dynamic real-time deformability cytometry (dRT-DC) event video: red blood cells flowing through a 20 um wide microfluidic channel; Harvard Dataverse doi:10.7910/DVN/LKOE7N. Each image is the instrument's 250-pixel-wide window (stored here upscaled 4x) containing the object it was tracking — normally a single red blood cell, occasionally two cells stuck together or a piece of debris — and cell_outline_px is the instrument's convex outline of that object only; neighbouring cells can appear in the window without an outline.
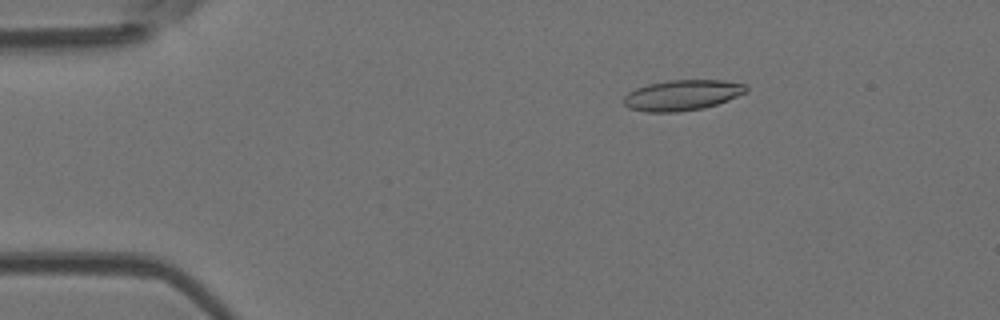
{"species": "Egyptian fruit bat (a non-hibernating species)", "species_latin": "Rousettus aegyptiacus", "temperature_condition": "room temperature", "stored_images_in_passage": 4, "segment_of_instrument_passage": [1, 2], "camera_frame_rate_fps": 3000, "um_per_image_px": 0.085, "animal": {"sex": "female"}, "frame": {"image": 1, "passage_image": 1, "time_ms": 0.0, "image_size_px": [1000, 320], "cell_outline_px": [[748, 92], [728, 100], [704, 108], [680, 112], [644, 112], [628, 108], [624, 104], [624, 96], [628, 92], [636, 88], [648, 84], [668, 80], [724, 80], [748, 84]], "centroid_in_image_um": [58.01, 8.09], "position_along_channel_um": 27.0, "area_um2": 22.08}}
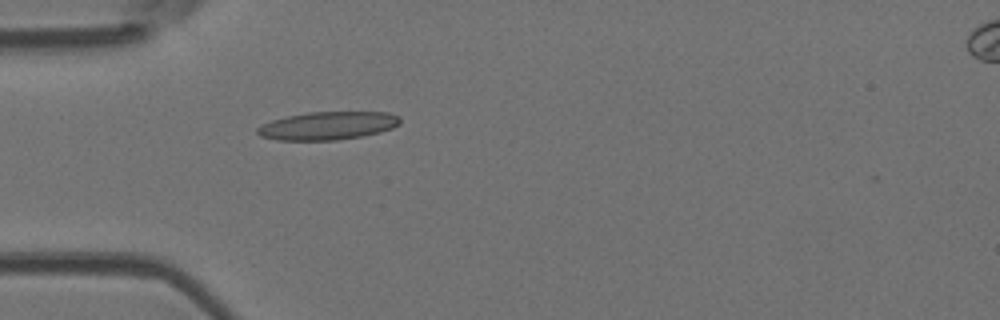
{"frame": {"image": 2, "passage_image": 3, "time_ms": 2.333, "image_size_px": [1000, 320], "cell_outline_px": [[400, 124], [392, 128], [380, 132], [360, 136], [336, 140], [276, 140], [260, 136], [256, 132], [256, 128], [260, 124], [272, 120], [288, 116], [308, 112], [388, 112], [400, 116]], "centroid_in_image_um": [27.84, 10.68], "position_along_channel_um": 57.2, "area_um2": 23.41}}